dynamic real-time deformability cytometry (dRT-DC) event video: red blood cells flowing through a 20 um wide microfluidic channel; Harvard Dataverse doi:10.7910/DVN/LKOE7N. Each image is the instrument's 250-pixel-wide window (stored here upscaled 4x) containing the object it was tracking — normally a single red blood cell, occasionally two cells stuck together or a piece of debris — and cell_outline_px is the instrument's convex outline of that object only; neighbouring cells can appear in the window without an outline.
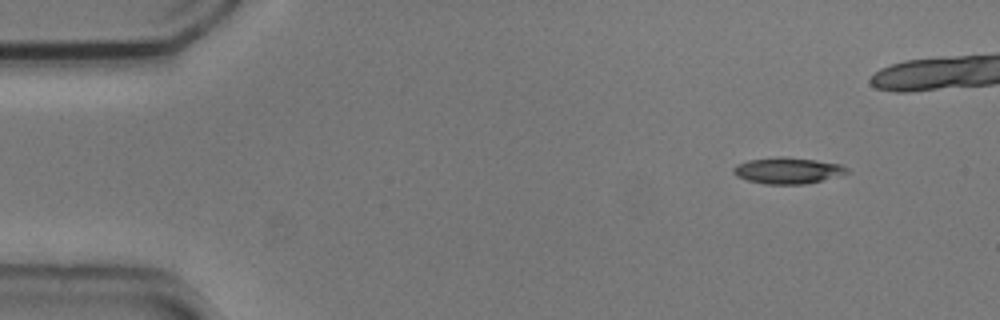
{"species": "common noctule bat (a hibernating species)", "species_latin": "Nyctalus noctula", "temperature_condition": "cold", "stored_images_in_passage": 11, "camera_frame_rate_fps": 3000, "um_per_image_px": 0.085, "animal": {"sex": "male", "body_mass_g": 20.5, "forearm_length_mm": 52.5}, "frame": {"image": 1, "passage_image": 1, "time_ms": 0.0, "image_size_px": [1000, 320], "cell_outline_px": [[852, 172], [804, 184], [764, 184], [748, 180], [736, 176], [732, 172], [732, 168], [736, 164], [748, 160], [780, 156], [784, 156], [816, 160], [840, 164], [848, 168]], "centroid_in_image_um": [66.93, 14.49], "position_along_channel_um": 18.1, "area_um2": 17.4}}